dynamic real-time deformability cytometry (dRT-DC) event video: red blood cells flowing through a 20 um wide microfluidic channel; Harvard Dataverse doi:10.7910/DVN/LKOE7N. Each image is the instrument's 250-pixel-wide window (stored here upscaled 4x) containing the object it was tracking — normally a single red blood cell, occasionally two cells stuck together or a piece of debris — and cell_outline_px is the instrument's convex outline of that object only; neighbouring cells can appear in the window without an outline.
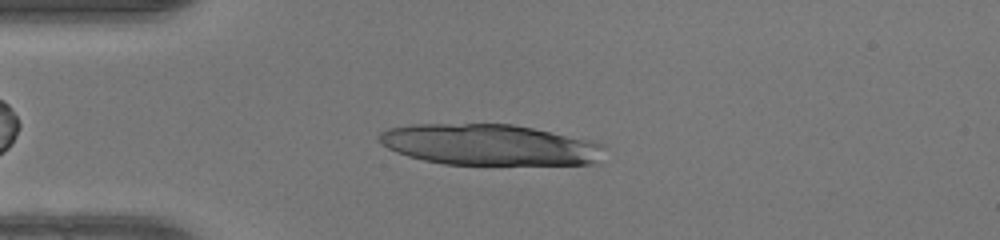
{"species": "human", "species_latin": "Homo sapiens", "temperature_condition": "warm", "stored_images_in_passage": 41, "camera_frame_rate_fps": 3000, "um_per_image_px": 0.085, "donor": {"sex": "female"}, "frame": {"image": 1, "passage_image": 8, "time_ms": 2.333, "image_size_px": [1000, 240], "cell_outline_px": [[608, 148], [596, 164], [444, 164], [424, 160], [408, 156], [396, 152], [380, 144], [376, 140], [376, 136], [380, 132], [388, 128], [412, 124], [512, 124], [592, 140], [604, 144]], "centroid_in_image_um": [41.61, 12.3], "position_along_channel_um": 43.4, "area_um2": 54.22}}